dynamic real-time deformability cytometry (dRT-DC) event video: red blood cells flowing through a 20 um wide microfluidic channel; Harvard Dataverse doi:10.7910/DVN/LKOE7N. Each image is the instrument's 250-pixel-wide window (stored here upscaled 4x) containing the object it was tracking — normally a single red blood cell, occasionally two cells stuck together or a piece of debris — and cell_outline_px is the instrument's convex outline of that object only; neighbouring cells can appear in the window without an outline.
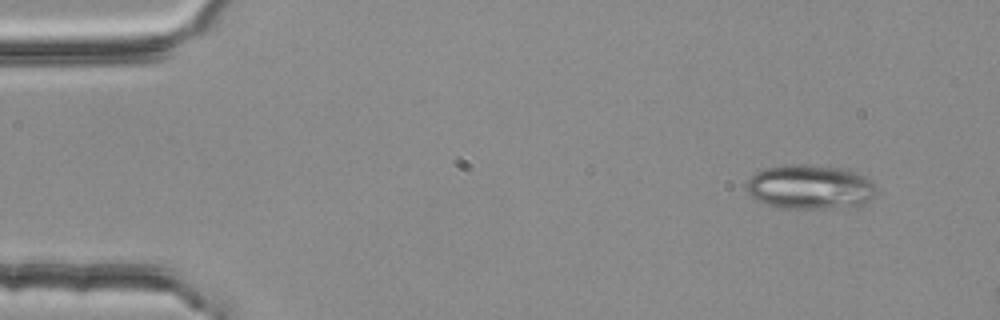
{"species": "common noctule bat (a hibernating species)", "species_latin": "Nyctalus noctula", "temperature_condition": "room temperature", "stored_images_in_passage": 3, "camera_frame_rate_fps": 3000, "um_per_image_px": 0.085, "animal": {"sex": "female", "body_mass_g": 25.1}, "frame": {"image": 1, "passage_image": 1, "time_ms": 0.0, "image_size_px": [1000, 320], "cell_outline_px": [[876, 196], [872, 200], [864, 204], [828, 208], [780, 208], [756, 200], [744, 188], [744, 184], [756, 172], [764, 168], [792, 164], [848, 168], [856, 172], [868, 180], [876, 188]], "centroid_in_image_um": [68.84, 15.89], "position_along_channel_um": 16.2, "area_um2": 33.58}}